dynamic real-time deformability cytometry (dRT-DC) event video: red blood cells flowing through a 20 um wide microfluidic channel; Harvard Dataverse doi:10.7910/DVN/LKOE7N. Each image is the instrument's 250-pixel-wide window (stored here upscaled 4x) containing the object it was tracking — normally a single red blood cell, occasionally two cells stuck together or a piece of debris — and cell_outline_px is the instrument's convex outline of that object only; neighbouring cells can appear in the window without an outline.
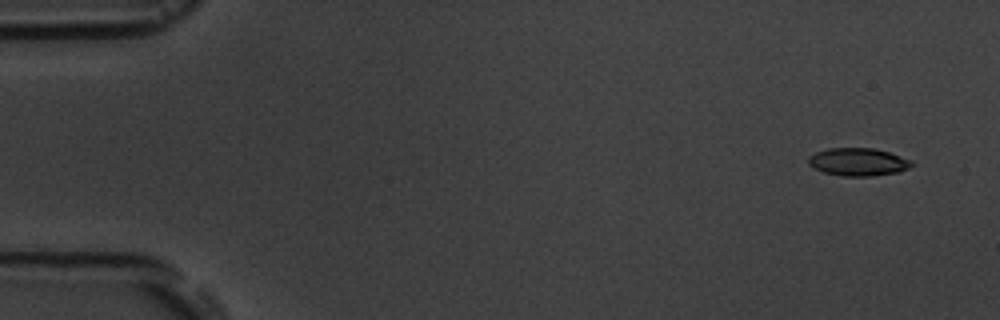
{"species": "common noctule bat (a hibernating species)", "species_latin": "Nyctalus noctula", "temperature_condition": "room temperature", "stored_images_in_passage": 5, "segment_of_instrument_passage": [2, 2], "camera_frame_rate_fps": 3000, "um_per_image_px": 0.085, "animal": {"sex": "male", "body_mass_g": 19.5, "forearm_length_mm": 54.6}, "frame": {"image": 1, "passage_image": 5, "time_ms": 4.667, "image_size_px": [1000, 320], "cell_outline_px": [[912, 164], [908, 168], [900, 172], [872, 176], [844, 176], [824, 172], [808, 164], [808, 156], [816, 152], [828, 148], [872, 148], [888, 152], [912, 160]], "centroid_in_image_um": [72.94, 13.76], "position_along_channel_um": 12.1, "area_um2": 16.65}}